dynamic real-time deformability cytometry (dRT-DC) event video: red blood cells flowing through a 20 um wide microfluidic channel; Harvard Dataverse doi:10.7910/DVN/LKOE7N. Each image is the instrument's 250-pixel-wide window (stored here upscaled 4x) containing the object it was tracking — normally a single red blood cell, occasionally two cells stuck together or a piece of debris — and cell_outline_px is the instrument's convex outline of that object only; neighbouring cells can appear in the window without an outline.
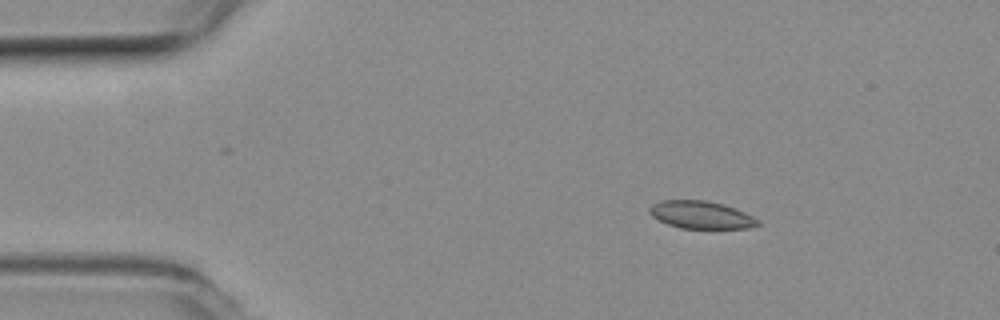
{"species": "common noctule bat (a hibernating species)", "species_latin": "Nyctalus noctula", "temperature_condition": "room temperature", "stored_images_in_passage": 4, "camera_frame_rate_fps": 3000, "um_per_image_px": 0.085, "animal": {"sex": "female", "body_mass_g": 19.3, "forearm_length_mm": 54.1}, "frame": {"image": 1, "passage_image": 2, "time_ms": 0.333, "image_size_px": [1000, 320], "cell_outline_px": [[760, 224], [748, 228], [680, 228], [668, 224], [652, 216], [648, 212], [648, 208], [652, 204], [660, 200], [704, 200], [724, 204], [744, 212], [760, 220]], "centroid_in_image_um": [59.57, 18.25], "position_along_channel_um": 25.4, "area_um2": 17.4}}